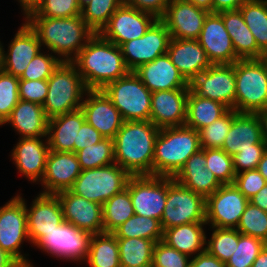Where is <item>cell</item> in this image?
<instances>
[{"label":"cell","instance_id":"43","mask_svg":"<svg viewBox=\"0 0 267 267\" xmlns=\"http://www.w3.org/2000/svg\"><path fill=\"white\" fill-rule=\"evenodd\" d=\"M238 114L234 109H229L223 116L210 125L199 130L201 149H222L226 135L232 125L234 117Z\"/></svg>","mask_w":267,"mask_h":267},{"label":"cell","instance_id":"26","mask_svg":"<svg viewBox=\"0 0 267 267\" xmlns=\"http://www.w3.org/2000/svg\"><path fill=\"white\" fill-rule=\"evenodd\" d=\"M167 55L189 83L213 65L198 40L171 38Z\"/></svg>","mask_w":267,"mask_h":267},{"label":"cell","instance_id":"24","mask_svg":"<svg viewBox=\"0 0 267 267\" xmlns=\"http://www.w3.org/2000/svg\"><path fill=\"white\" fill-rule=\"evenodd\" d=\"M41 46L37 34L26 22L23 23L10 42L7 53L2 48L0 68L20 78L31 60L41 52Z\"/></svg>","mask_w":267,"mask_h":267},{"label":"cell","instance_id":"59","mask_svg":"<svg viewBox=\"0 0 267 267\" xmlns=\"http://www.w3.org/2000/svg\"><path fill=\"white\" fill-rule=\"evenodd\" d=\"M0 267H22L11 255L0 248Z\"/></svg>","mask_w":267,"mask_h":267},{"label":"cell","instance_id":"5","mask_svg":"<svg viewBox=\"0 0 267 267\" xmlns=\"http://www.w3.org/2000/svg\"><path fill=\"white\" fill-rule=\"evenodd\" d=\"M47 82V96L42 106L49 119L81 109L88 89L72 62H61Z\"/></svg>","mask_w":267,"mask_h":267},{"label":"cell","instance_id":"12","mask_svg":"<svg viewBox=\"0 0 267 267\" xmlns=\"http://www.w3.org/2000/svg\"><path fill=\"white\" fill-rule=\"evenodd\" d=\"M249 200L234 184L221 185L206 198L205 222L216 228H237Z\"/></svg>","mask_w":267,"mask_h":267},{"label":"cell","instance_id":"42","mask_svg":"<svg viewBox=\"0 0 267 267\" xmlns=\"http://www.w3.org/2000/svg\"><path fill=\"white\" fill-rule=\"evenodd\" d=\"M82 170L104 167L115 163L114 141L104 138L100 142L76 152Z\"/></svg>","mask_w":267,"mask_h":267},{"label":"cell","instance_id":"53","mask_svg":"<svg viewBox=\"0 0 267 267\" xmlns=\"http://www.w3.org/2000/svg\"><path fill=\"white\" fill-rule=\"evenodd\" d=\"M48 91L47 80L19 79V98L43 105Z\"/></svg>","mask_w":267,"mask_h":267},{"label":"cell","instance_id":"21","mask_svg":"<svg viewBox=\"0 0 267 267\" xmlns=\"http://www.w3.org/2000/svg\"><path fill=\"white\" fill-rule=\"evenodd\" d=\"M81 110L85 120L104 138L114 139L124 120L111 100L102 90H88Z\"/></svg>","mask_w":267,"mask_h":267},{"label":"cell","instance_id":"9","mask_svg":"<svg viewBox=\"0 0 267 267\" xmlns=\"http://www.w3.org/2000/svg\"><path fill=\"white\" fill-rule=\"evenodd\" d=\"M206 199L167 177V198L161 217L162 229L192 222H205Z\"/></svg>","mask_w":267,"mask_h":267},{"label":"cell","instance_id":"38","mask_svg":"<svg viewBox=\"0 0 267 267\" xmlns=\"http://www.w3.org/2000/svg\"><path fill=\"white\" fill-rule=\"evenodd\" d=\"M104 232H113L117 227L132 217L134 208L129 190L125 188L113 195L102 205Z\"/></svg>","mask_w":267,"mask_h":267},{"label":"cell","instance_id":"4","mask_svg":"<svg viewBox=\"0 0 267 267\" xmlns=\"http://www.w3.org/2000/svg\"><path fill=\"white\" fill-rule=\"evenodd\" d=\"M200 149L199 131L186 125L161 128L155 141L152 175L174 178Z\"/></svg>","mask_w":267,"mask_h":267},{"label":"cell","instance_id":"11","mask_svg":"<svg viewBox=\"0 0 267 267\" xmlns=\"http://www.w3.org/2000/svg\"><path fill=\"white\" fill-rule=\"evenodd\" d=\"M91 238L92 234L64 221L56 229L46 233L35 246L56 258L84 262Z\"/></svg>","mask_w":267,"mask_h":267},{"label":"cell","instance_id":"33","mask_svg":"<svg viewBox=\"0 0 267 267\" xmlns=\"http://www.w3.org/2000/svg\"><path fill=\"white\" fill-rule=\"evenodd\" d=\"M206 222H192L163 230L162 241L181 253L194 257L205 251Z\"/></svg>","mask_w":267,"mask_h":267},{"label":"cell","instance_id":"20","mask_svg":"<svg viewBox=\"0 0 267 267\" xmlns=\"http://www.w3.org/2000/svg\"><path fill=\"white\" fill-rule=\"evenodd\" d=\"M189 89L178 88L153 92L150 121L159 129L185 125Z\"/></svg>","mask_w":267,"mask_h":267},{"label":"cell","instance_id":"60","mask_svg":"<svg viewBox=\"0 0 267 267\" xmlns=\"http://www.w3.org/2000/svg\"><path fill=\"white\" fill-rule=\"evenodd\" d=\"M257 115L261 121L262 139L267 145V108L262 109L259 112H257Z\"/></svg>","mask_w":267,"mask_h":267},{"label":"cell","instance_id":"49","mask_svg":"<svg viewBox=\"0 0 267 267\" xmlns=\"http://www.w3.org/2000/svg\"><path fill=\"white\" fill-rule=\"evenodd\" d=\"M60 63L57 56L39 52L27 65L19 79L48 80Z\"/></svg>","mask_w":267,"mask_h":267},{"label":"cell","instance_id":"23","mask_svg":"<svg viewBox=\"0 0 267 267\" xmlns=\"http://www.w3.org/2000/svg\"><path fill=\"white\" fill-rule=\"evenodd\" d=\"M81 171L76 153L50 150L40 183L44 187L42 193L55 195L70 190Z\"/></svg>","mask_w":267,"mask_h":267},{"label":"cell","instance_id":"66","mask_svg":"<svg viewBox=\"0 0 267 267\" xmlns=\"http://www.w3.org/2000/svg\"><path fill=\"white\" fill-rule=\"evenodd\" d=\"M4 46L1 44V41H0V66H1V60H2V48Z\"/></svg>","mask_w":267,"mask_h":267},{"label":"cell","instance_id":"37","mask_svg":"<svg viewBox=\"0 0 267 267\" xmlns=\"http://www.w3.org/2000/svg\"><path fill=\"white\" fill-rule=\"evenodd\" d=\"M239 10L258 48L267 56V2L247 0L239 7Z\"/></svg>","mask_w":267,"mask_h":267},{"label":"cell","instance_id":"45","mask_svg":"<svg viewBox=\"0 0 267 267\" xmlns=\"http://www.w3.org/2000/svg\"><path fill=\"white\" fill-rule=\"evenodd\" d=\"M81 15L77 0H41L25 17L69 18Z\"/></svg>","mask_w":267,"mask_h":267},{"label":"cell","instance_id":"50","mask_svg":"<svg viewBox=\"0 0 267 267\" xmlns=\"http://www.w3.org/2000/svg\"><path fill=\"white\" fill-rule=\"evenodd\" d=\"M190 261L189 255L179 252L162 240L154 246L153 267H190Z\"/></svg>","mask_w":267,"mask_h":267},{"label":"cell","instance_id":"2","mask_svg":"<svg viewBox=\"0 0 267 267\" xmlns=\"http://www.w3.org/2000/svg\"><path fill=\"white\" fill-rule=\"evenodd\" d=\"M159 132L160 129L150 120L124 121L113 139L115 163L131 176L152 175Z\"/></svg>","mask_w":267,"mask_h":267},{"label":"cell","instance_id":"41","mask_svg":"<svg viewBox=\"0 0 267 267\" xmlns=\"http://www.w3.org/2000/svg\"><path fill=\"white\" fill-rule=\"evenodd\" d=\"M213 233L205 244V250L226 263L237 249L239 236L241 233L235 228L211 227Z\"/></svg>","mask_w":267,"mask_h":267},{"label":"cell","instance_id":"14","mask_svg":"<svg viewBox=\"0 0 267 267\" xmlns=\"http://www.w3.org/2000/svg\"><path fill=\"white\" fill-rule=\"evenodd\" d=\"M190 89L204 98L224 104L235 110V63L213 64L189 83Z\"/></svg>","mask_w":267,"mask_h":267},{"label":"cell","instance_id":"3","mask_svg":"<svg viewBox=\"0 0 267 267\" xmlns=\"http://www.w3.org/2000/svg\"><path fill=\"white\" fill-rule=\"evenodd\" d=\"M41 45L58 55L61 62H72L95 34L82 16L69 18L25 17ZM64 58V59H63Z\"/></svg>","mask_w":267,"mask_h":267},{"label":"cell","instance_id":"47","mask_svg":"<svg viewBox=\"0 0 267 267\" xmlns=\"http://www.w3.org/2000/svg\"><path fill=\"white\" fill-rule=\"evenodd\" d=\"M265 245L266 243L258 238L241 234L237 249L226 262V267H252Z\"/></svg>","mask_w":267,"mask_h":267},{"label":"cell","instance_id":"1","mask_svg":"<svg viewBox=\"0 0 267 267\" xmlns=\"http://www.w3.org/2000/svg\"><path fill=\"white\" fill-rule=\"evenodd\" d=\"M72 63L88 90H102L110 82L130 72L120 47L104 39L99 33L87 41Z\"/></svg>","mask_w":267,"mask_h":267},{"label":"cell","instance_id":"6","mask_svg":"<svg viewBox=\"0 0 267 267\" xmlns=\"http://www.w3.org/2000/svg\"><path fill=\"white\" fill-rule=\"evenodd\" d=\"M235 111L257 113L267 108V57L235 62Z\"/></svg>","mask_w":267,"mask_h":267},{"label":"cell","instance_id":"61","mask_svg":"<svg viewBox=\"0 0 267 267\" xmlns=\"http://www.w3.org/2000/svg\"><path fill=\"white\" fill-rule=\"evenodd\" d=\"M20 6L26 16L29 12L33 11L41 0H18Z\"/></svg>","mask_w":267,"mask_h":267},{"label":"cell","instance_id":"40","mask_svg":"<svg viewBox=\"0 0 267 267\" xmlns=\"http://www.w3.org/2000/svg\"><path fill=\"white\" fill-rule=\"evenodd\" d=\"M123 4L124 0H91L81 9V16L87 26L97 34L102 31L112 14Z\"/></svg>","mask_w":267,"mask_h":267},{"label":"cell","instance_id":"57","mask_svg":"<svg viewBox=\"0 0 267 267\" xmlns=\"http://www.w3.org/2000/svg\"><path fill=\"white\" fill-rule=\"evenodd\" d=\"M247 0H213L212 12L237 10Z\"/></svg>","mask_w":267,"mask_h":267},{"label":"cell","instance_id":"31","mask_svg":"<svg viewBox=\"0 0 267 267\" xmlns=\"http://www.w3.org/2000/svg\"><path fill=\"white\" fill-rule=\"evenodd\" d=\"M85 121V115L81 109L49 119L46 138L50 150L74 152L78 131Z\"/></svg>","mask_w":267,"mask_h":267},{"label":"cell","instance_id":"51","mask_svg":"<svg viewBox=\"0 0 267 267\" xmlns=\"http://www.w3.org/2000/svg\"><path fill=\"white\" fill-rule=\"evenodd\" d=\"M266 150V144H253V148L242 149V151L236 153L232 156L235 173L257 169Z\"/></svg>","mask_w":267,"mask_h":267},{"label":"cell","instance_id":"58","mask_svg":"<svg viewBox=\"0 0 267 267\" xmlns=\"http://www.w3.org/2000/svg\"><path fill=\"white\" fill-rule=\"evenodd\" d=\"M249 202L267 212V184L250 198Z\"/></svg>","mask_w":267,"mask_h":267},{"label":"cell","instance_id":"29","mask_svg":"<svg viewBox=\"0 0 267 267\" xmlns=\"http://www.w3.org/2000/svg\"><path fill=\"white\" fill-rule=\"evenodd\" d=\"M10 124L20 138L47 137L49 118L41 104L19 100L2 124Z\"/></svg>","mask_w":267,"mask_h":267},{"label":"cell","instance_id":"17","mask_svg":"<svg viewBox=\"0 0 267 267\" xmlns=\"http://www.w3.org/2000/svg\"><path fill=\"white\" fill-rule=\"evenodd\" d=\"M208 11L183 0H170L160 20L173 39L197 40Z\"/></svg>","mask_w":267,"mask_h":267},{"label":"cell","instance_id":"19","mask_svg":"<svg viewBox=\"0 0 267 267\" xmlns=\"http://www.w3.org/2000/svg\"><path fill=\"white\" fill-rule=\"evenodd\" d=\"M197 40L212 64H234L240 59L219 13H208Z\"/></svg>","mask_w":267,"mask_h":267},{"label":"cell","instance_id":"63","mask_svg":"<svg viewBox=\"0 0 267 267\" xmlns=\"http://www.w3.org/2000/svg\"><path fill=\"white\" fill-rule=\"evenodd\" d=\"M194 4L196 7L202 8L208 12H212L213 0H183Z\"/></svg>","mask_w":267,"mask_h":267},{"label":"cell","instance_id":"64","mask_svg":"<svg viewBox=\"0 0 267 267\" xmlns=\"http://www.w3.org/2000/svg\"><path fill=\"white\" fill-rule=\"evenodd\" d=\"M257 170L267 181V150L264 152L262 159L258 164Z\"/></svg>","mask_w":267,"mask_h":267},{"label":"cell","instance_id":"62","mask_svg":"<svg viewBox=\"0 0 267 267\" xmlns=\"http://www.w3.org/2000/svg\"><path fill=\"white\" fill-rule=\"evenodd\" d=\"M252 267H267V244L258 254V257L253 262Z\"/></svg>","mask_w":267,"mask_h":267},{"label":"cell","instance_id":"52","mask_svg":"<svg viewBox=\"0 0 267 267\" xmlns=\"http://www.w3.org/2000/svg\"><path fill=\"white\" fill-rule=\"evenodd\" d=\"M233 184L249 200L267 184V181L257 169H252L237 173Z\"/></svg>","mask_w":267,"mask_h":267},{"label":"cell","instance_id":"34","mask_svg":"<svg viewBox=\"0 0 267 267\" xmlns=\"http://www.w3.org/2000/svg\"><path fill=\"white\" fill-rule=\"evenodd\" d=\"M228 110L224 104L196 95L189 89L185 125L199 131L219 119Z\"/></svg>","mask_w":267,"mask_h":267},{"label":"cell","instance_id":"13","mask_svg":"<svg viewBox=\"0 0 267 267\" xmlns=\"http://www.w3.org/2000/svg\"><path fill=\"white\" fill-rule=\"evenodd\" d=\"M126 188L129 190L135 214L161 222L167 198V177L131 176Z\"/></svg>","mask_w":267,"mask_h":267},{"label":"cell","instance_id":"44","mask_svg":"<svg viewBox=\"0 0 267 267\" xmlns=\"http://www.w3.org/2000/svg\"><path fill=\"white\" fill-rule=\"evenodd\" d=\"M236 229L267 244V212L249 202Z\"/></svg>","mask_w":267,"mask_h":267},{"label":"cell","instance_id":"46","mask_svg":"<svg viewBox=\"0 0 267 267\" xmlns=\"http://www.w3.org/2000/svg\"><path fill=\"white\" fill-rule=\"evenodd\" d=\"M206 167L222 184H233L236 173L233 167V157L223 149H205Z\"/></svg>","mask_w":267,"mask_h":267},{"label":"cell","instance_id":"55","mask_svg":"<svg viewBox=\"0 0 267 267\" xmlns=\"http://www.w3.org/2000/svg\"><path fill=\"white\" fill-rule=\"evenodd\" d=\"M104 137L87 121L83 123L78 131L77 144H74V153L87 146L100 142Z\"/></svg>","mask_w":267,"mask_h":267},{"label":"cell","instance_id":"16","mask_svg":"<svg viewBox=\"0 0 267 267\" xmlns=\"http://www.w3.org/2000/svg\"><path fill=\"white\" fill-rule=\"evenodd\" d=\"M157 18L147 12L123 4L110 17L99 33L117 46L142 37Z\"/></svg>","mask_w":267,"mask_h":267},{"label":"cell","instance_id":"7","mask_svg":"<svg viewBox=\"0 0 267 267\" xmlns=\"http://www.w3.org/2000/svg\"><path fill=\"white\" fill-rule=\"evenodd\" d=\"M102 91L118 109L124 121L150 120L152 92L135 72L107 84Z\"/></svg>","mask_w":267,"mask_h":267},{"label":"cell","instance_id":"32","mask_svg":"<svg viewBox=\"0 0 267 267\" xmlns=\"http://www.w3.org/2000/svg\"><path fill=\"white\" fill-rule=\"evenodd\" d=\"M232 40L236 55L240 59H262L267 57L257 46L239 9L219 12Z\"/></svg>","mask_w":267,"mask_h":267},{"label":"cell","instance_id":"15","mask_svg":"<svg viewBox=\"0 0 267 267\" xmlns=\"http://www.w3.org/2000/svg\"><path fill=\"white\" fill-rule=\"evenodd\" d=\"M170 39L167 27L157 19L142 37L121 44L119 47L128 70L134 72L141 65L167 54Z\"/></svg>","mask_w":267,"mask_h":267},{"label":"cell","instance_id":"10","mask_svg":"<svg viewBox=\"0 0 267 267\" xmlns=\"http://www.w3.org/2000/svg\"><path fill=\"white\" fill-rule=\"evenodd\" d=\"M30 242L27 230L25 200L19 194L0 207V248L11 255L22 267H33L21 254L23 242Z\"/></svg>","mask_w":267,"mask_h":267},{"label":"cell","instance_id":"25","mask_svg":"<svg viewBox=\"0 0 267 267\" xmlns=\"http://www.w3.org/2000/svg\"><path fill=\"white\" fill-rule=\"evenodd\" d=\"M20 138L12 150L11 159L19 173L34 182H41L46 168V159L50 148L47 139ZM45 143H44V142Z\"/></svg>","mask_w":267,"mask_h":267},{"label":"cell","instance_id":"39","mask_svg":"<svg viewBox=\"0 0 267 267\" xmlns=\"http://www.w3.org/2000/svg\"><path fill=\"white\" fill-rule=\"evenodd\" d=\"M116 238H144L162 240L163 229L159 220L134 214L112 232Z\"/></svg>","mask_w":267,"mask_h":267},{"label":"cell","instance_id":"22","mask_svg":"<svg viewBox=\"0 0 267 267\" xmlns=\"http://www.w3.org/2000/svg\"><path fill=\"white\" fill-rule=\"evenodd\" d=\"M27 230L30 243L34 245L46 233L56 229L58 225L64 222L61 204L58 197L54 194L40 193L32 201L30 208L27 207Z\"/></svg>","mask_w":267,"mask_h":267},{"label":"cell","instance_id":"36","mask_svg":"<svg viewBox=\"0 0 267 267\" xmlns=\"http://www.w3.org/2000/svg\"><path fill=\"white\" fill-rule=\"evenodd\" d=\"M121 267L152 264L156 241L144 238H117Z\"/></svg>","mask_w":267,"mask_h":267},{"label":"cell","instance_id":"65","mask_svg":"<svg viewBox=\"0 0 267 267\" xmlns=\"http://www.w3.org/2000/svg\"><path fill=\"white\" fill-rule=\"evenodd\" d=\"M80 8L82 9L86 4H88L91 0H77Z\"/></svg>","mask_w":267,"mask_h":267},{"label":"cell","instance_id":"67","mask_svg":"<svg viewBox=\"0 0 267 267\" xmlns=\"http://www.w3.org/2000/svg\"><path fill=\"white\" fill-rule=\"evenodd\" d=\"M138 267H153V264H149V265H146V266H138Z\"/></svg>","mask_w":267,"mask_h":267},{"label":"cell","instance_id":"27","mask_svg":"<svg viewBox=\"0 0 267 267\" xmlns=\"http://www.w3.org/2000/svg\"><path fill=\"white\" fill-rule=\"evenodd\" d=\"M134 72L152 93L161 90L190 88L189 82L171 62L167 54L141 65Z\"/></svg>","mask_w":267,"mask_h":267},{"label":"cell","instance_id":"28","mask_svg":"<svg viewBox=\"0 0 267 267\" xmlns=\"http://www.w3.org/2000/svg\"><path fill=\"white\" fill-rule=\"evenodd\" d=\"M205 149H200L190 156L174 179L205 199L212 195L222 184L206 167Z\"/></svg>","mask_w":267,"mask_h":267},{"label":"cell","instance_id":"48","mask_svg":"<svg viewBox=\"0 0 267 267\" xmlns=\"http://www.w3.org/2000/svg\"><path fill=\"white\" fill-rule=\"evenodd\" d=\"M19 78L0 68V125L10 116L19 102Z\"/></svg>","mask_w":267,"mask_h":267},{"label":"cell","instance_id":"56","mask_svg":"<svg viewBox=\"0 0 267 267\" xmlns=\"http://www.w3.org/2000/svg\"><path fill=\"white\" fill-rule=\"evenodd\" d=\"M190 267H226V263L221 262L215 256L209 254L206 250L192 257Z\"/></svg>","mask_w":267,"mask_h":267},{"label":"cell","instance_id":"18","mask_svg":"<svg viewBox=\"0 0 267 267\" xmlns=\"http://www.w3.org/2000/svg\"><path fill=\"white\" fill-rule=\"evenodd\" d=\"M55 195L61 204L64 221L92 235L104 232L102 205L89 201L71 190Z\"/></svg>","mask_w":267,"mask_h":267},{"label":"cell","instance_id":"8","mask_svg":"<svg viewBox=\"0 0 267 267\" xmlns=\"http://www.w3.org/2000/svg\"><path fill=\"white\" fill-rule=\"evenodd\" d=\"M131 175L120 165H110L82 170L70 190L89 200L103 205L113 195L127 187Z\"/></svg>","mask_w":267,"mask_h":267},{"label":"cell","instance_id":"54","mask_svg":"<svg viewBox=\"0 0 267 267\" xmlns=\"http://www.w3.org/2000/svg\"><path fill=\"white\" fill-rule=\"evenodd\" d=\"M170 0H124V4L140 11L150 13L160 19L169 4Z\"/></svg>","mask_w":267,"mask_h":267},{"label":"cell","instance_id":"35","mask_svg":"<svg viewBox=\"0 0 267 267\" xmlns=\"http://www.w3.org/2000/svg\"><path fill=\"white\" fill-rule=\"evenodd\" d=\"M86 262L90 267H121L115 235L111 232L92 235Z\"/></svg>","mask_w":267,"mask_h":267},{"label":"cell","instance_id":"30","mask_svg":"<svg viewBox=\"0 0 267 267\" xmlns=\"http://www.w3.org/2000/svg\"><path fill=\"white\" fill-rule=\"evenodd\" d=\"M253 144H265L260 118L257 113H238L232 121L222 149L234 156L242 149L253 148Z\"/></svg>","mask_w":267,"mask_h":267}]
</instances>
